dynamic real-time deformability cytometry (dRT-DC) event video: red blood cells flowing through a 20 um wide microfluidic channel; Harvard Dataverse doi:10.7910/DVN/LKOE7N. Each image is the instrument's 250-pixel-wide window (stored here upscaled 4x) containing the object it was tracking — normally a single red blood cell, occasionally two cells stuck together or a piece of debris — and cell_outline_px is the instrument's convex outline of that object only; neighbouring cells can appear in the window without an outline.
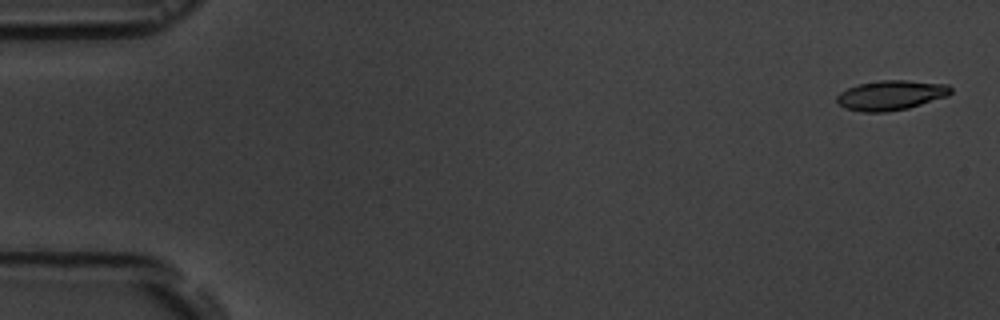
{"species": "common noctule bat (a hibernating species)", "species_latin": "Nyctalus noctula", "temperature_condition": "room temperature", "stored_images_in_passage": 6, "camera_frame_rate_fps": 3000, "um_per_image_px": 0.085, "animal": {"sex": "male", "body_mass_g": 19.5, "forearm_length_mm": 54.6}, "frame": {"image": 1, "passage_image": 1, "time_ms": 0.0, "image_size_px": [1000, 320], "cell_outline_px": [[952, 92], [948, 96], [908, 108], [884, 112], [860, 112], [844, 108], [836, 100], [836, 96], [840, 92], [856, 84], [880, 80], [908, 80], [948, 84], [952, 88]], "centroid_in_image_um": [75.73, 8.09], "position_along_channel_um": 9.3, "area_um2": 19.94}}
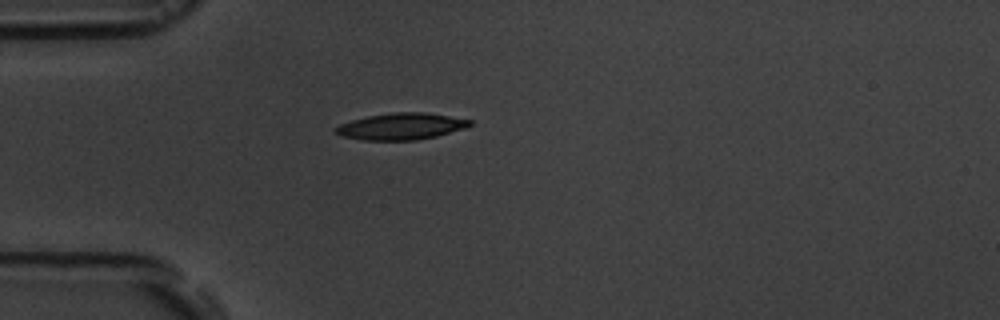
{"frame": {"image": 2, "passage_image": 5, "time_ms": 4.667, "image_size_px": [1000, 320], "cell_outline_px": [[472, 124], [464, 128], [436, 136], [416, 140], [364, 140], [340, 136], [332, 132], [332, 128], [340, 124], [352, 120], [368, 116], [392, 112], [428, 112], [472, 120]], "centroid_in_image_um": [34.05, 10.74], "position_along_channel_um": 51.0, "area_um2": 20.92}}